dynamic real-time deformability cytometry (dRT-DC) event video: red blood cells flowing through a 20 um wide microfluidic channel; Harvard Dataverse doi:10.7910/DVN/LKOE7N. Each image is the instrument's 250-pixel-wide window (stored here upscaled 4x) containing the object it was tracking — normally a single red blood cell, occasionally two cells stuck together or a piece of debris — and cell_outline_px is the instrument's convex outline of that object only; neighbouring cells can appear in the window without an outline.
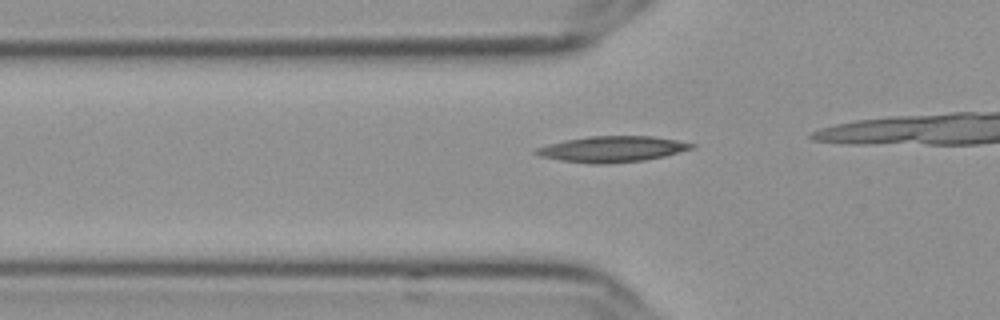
{"species": "Egyptian fruit bat (a non-hibernating species)", "species_latin": "Rousettus aegyptiacus", "temperature_condition": "cold", "stored_images_in_passage": 10, "camera_frame_rate_fps": 3000, "um_per_image_px": 0.085, "frame": {"image": 1, "passage_image": 4, "time_ms": 1.0, "image_size_px": [1000, 320], "cell_outline_px": [[696, 148], [664, 156], [644, 160], [608, 164], [592, 164], [560, 160], [540, 156], [532, 152], [536, 148], [548, 144], [564, 140], [588, 136], [652, 136], [676, 140], [696, 144]], "centroid_in_image_um": [52.04, 12.67], "position_along_channel_um": 73.8, "area_um2": 23.58}}